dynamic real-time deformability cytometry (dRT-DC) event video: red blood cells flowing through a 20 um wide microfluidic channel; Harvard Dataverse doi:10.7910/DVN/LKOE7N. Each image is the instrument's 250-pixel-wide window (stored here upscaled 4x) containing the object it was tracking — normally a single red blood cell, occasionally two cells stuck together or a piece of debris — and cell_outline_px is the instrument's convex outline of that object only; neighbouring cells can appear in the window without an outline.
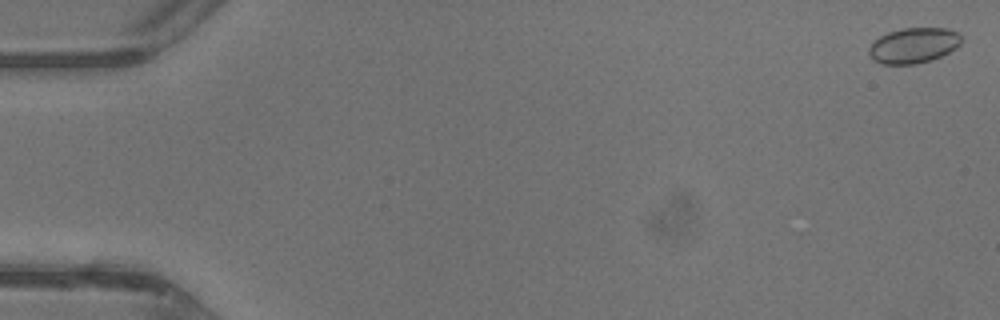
{"species": "common noctule bat (a hibernating species)", "species_latin": "Nyctalus noctula", "temperature_condition": "warm", "stored_images_in_passage": 44, "camera_frame_rate_fps": 3000, "um_per_image_px": 0.085, "animal": {"sex": "male", "body_mass_g": 13.3}, "frame": {"image": 1, "passage_image": 1, "time_ms": 0.0, "image_size_px": [1000, 320], "cell_outline_px": [[960, 44], [956, 48], [932, 60], [916, 64], [880, 64], [872, 60], [868, 52], [868, 48], [880, 36], [888, 32], [904, 28], [948, 28], [956, 32], [960, 36]], "centroid_in_image_um": [77.63, 3.87], "position_along_channel_um": 7.4, "area_um2": 19.02}}
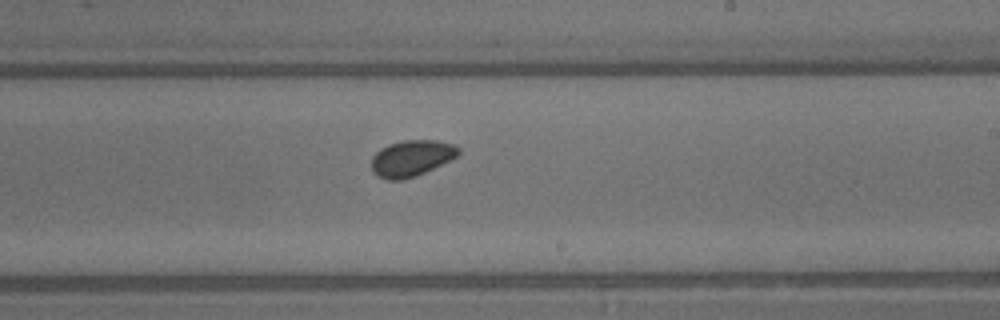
{"frame": {"image": 2, "passage_image": 27, "time_ms": 8.667, "image_size_px": [1000, 320], "cell_outline_px": [[460, 152], [456, 156], [416, 176], [404, 180], [388, 180], [376, 176], [372, 172], [372, 156], [380, 148], [388, 144], [404, 140], [436, 140], [456, 144], [460, 148]], "centroid_in_image_um": [34.94, 13.44], "position_along_channel_um": 254.1, "area_um2": 18.38}}
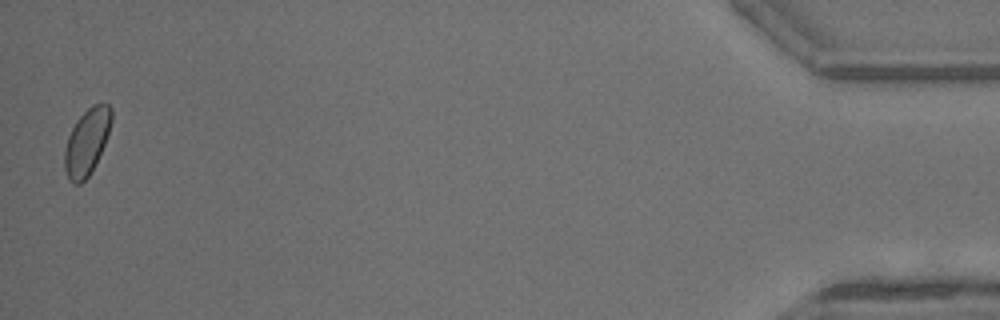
{"frame": {"image": 3, "passage_image": 44, "time_ms": 14.333, "image_size_px": [1000, 320], "cell_outline_px": [[112, 120], [104, 144], [88, 176], [80, 184], [72, 184], [68, 180], [64, 168], [64, 148], [68, 136], [76, 120], [92, 104], [108, 104], [112, 108]], "centroid_in_image_um": [7.35, 12.06], "position_along_channel_um": 427.9, "area_um2": 17.92}, "authors_computed_cell_mechanics": {"area_um2": 18.1203, "velocity_mm_per_s": 4.719, "shape_relaxation_time_tau1_ms": 2.1094, "shape_relaxation_time_tau2_ms": 4.9615, "deformation_change_tau1": 0.0377, "deformation_change_tau2": 0.0774}}